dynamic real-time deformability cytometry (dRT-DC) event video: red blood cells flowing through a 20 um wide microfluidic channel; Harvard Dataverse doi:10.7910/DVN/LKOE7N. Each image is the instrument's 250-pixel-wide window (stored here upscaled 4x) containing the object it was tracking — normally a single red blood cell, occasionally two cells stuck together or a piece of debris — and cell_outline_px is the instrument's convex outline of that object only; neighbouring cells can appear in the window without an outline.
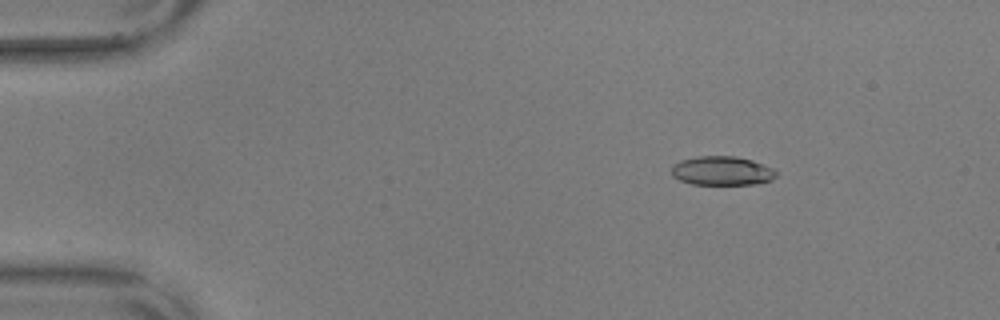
{"species": "common noctule bat (a hibernating species)", "species_latin": "Nyctalus noctula", "temperature_condition": "warm", "stored_images_in_passage": 50, "camera_frame_rate_fps": 3000, "um_per_image_px": 0.085, "animal": {"sex": "male", "body_mass_g": 17.9, "forearm_length_mm": 54.2}, "frame": {"image": 1, "passage_image": 2, "time_ms": 0.333, "image_size_px": [1000, 320], "cell_outline_px": [[776, 176], [772, 180], [752, 184], [692, 184], [680, 180], [672, 176], [672, 164], [680, 160], [696, 156], [736, 156], [752, 160], [772, 168], [776, 172]], "centroid_in_image_um": [61.34, 14.51], "position_along_channel_um": 23.7, "area_um2": 17.69}}
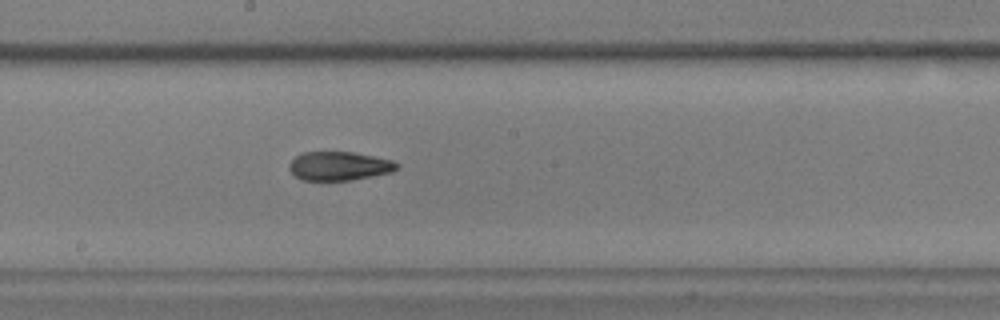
{"frame": {"image": 2, "passage_image": 25, "time_ms": 8.0, "image_size_px": [1000, 320], "cell_outline_px": [[400, 164], [392, 172], [352, 180], [300, 180], [288, 168], [288, 164], [296, 156], [304, 152], [352, 152], [392, 160]], "centroid_in_image_um": [28.81, 14.11], "position_along_channel_um": 219.4, "area_um2": 17.98}}
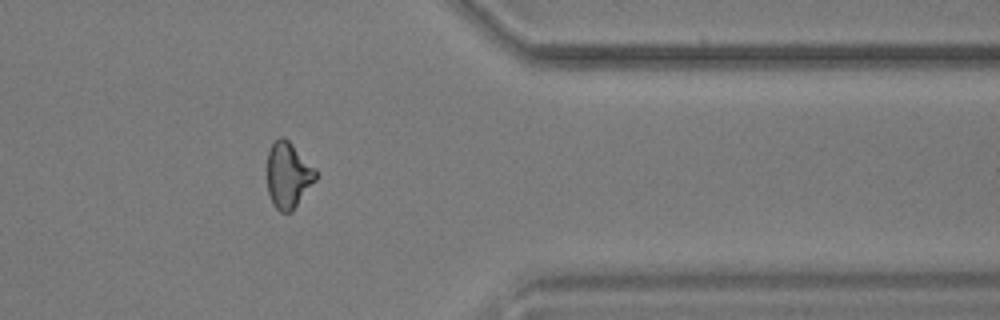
{"frame": {"image": 3, "passage_image": 40, "time_ms": 13.0, "image_size_px": [1000, 320], "cell_outline_px": [[316, 180], [292, 212], [280, 212], [272, 204], [268, 192], [268, 148], [280, 136], [284, 136], [316, 168]], "centroid_in_image_um": [24.5, 14.89], "position_along_channel_um": 386.9, "area_um2": 18.73}, "authors_computed_cell_mechanics": {"area_um2": 18.7272, "velocity_mm_per_s": 3.6028, "shape_relaxation_time_tau1_ms": null, "shape_relaxation_time_tau2_ms": 2.774, "deformation_change_tau1": null, "deformation_change_tau2": 0.0941}}